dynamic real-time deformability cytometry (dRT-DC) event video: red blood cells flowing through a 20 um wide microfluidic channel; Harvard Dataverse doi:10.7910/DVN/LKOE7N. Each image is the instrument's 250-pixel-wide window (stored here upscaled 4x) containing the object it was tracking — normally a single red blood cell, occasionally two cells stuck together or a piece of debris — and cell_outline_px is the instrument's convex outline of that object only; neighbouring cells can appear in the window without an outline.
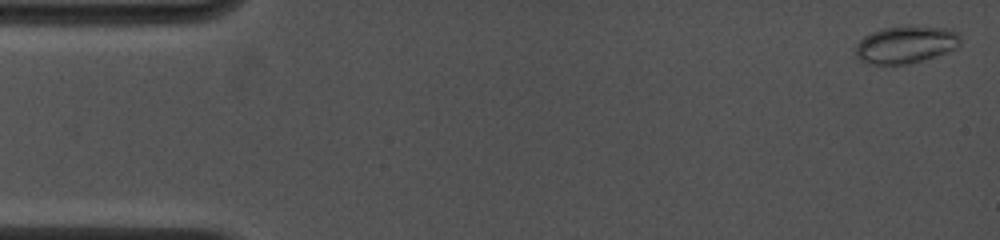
{"species": "common noctule bat (a hibernating species)", "species_latin": "Nyctalus noctula", "temperature_condition": "cold", "stored_images_in_passage": 23, "camera_frame_rate_fps": 4500, "um_per_image_px": 0.085, "animal": {"sex": "female", "body_mass_g": 19.0, "forearm_length_mm": 53.3}, "frame": {"image": 1, "passage_image": 1, "time_ms": 0.0, "image_size_px": [1000, 240], "cell_outline_px": [[960, 44], [956, 48], [936, 56], [908, 64], [868, 64], [860, 60], [856, 56], [856, 44], [864, 36], [872, 32], [884, 28], [904, 24], [908, 24], [948, 28], [960, 32]], "centroid_in_image_um": [77.01, 3.76], "position_along_channel_um": 8.0, "area_um2": 23.29}}
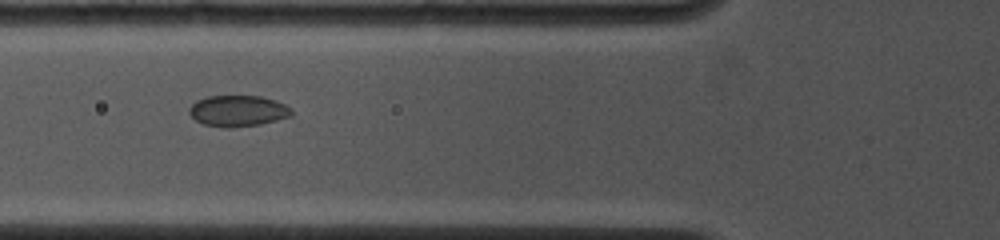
{"frame": {"image": 2, "passage_image": 18, "time_ms": 5.556, "image_size_px": [1000, 240], "cell_outline_px": [[292, 116], [260, 124], [232, 128], [224, 128], [204, 124], [196, 120], [188, 112], [188, 108], [196, 100], [208, 96], [260, 96], [276, 100], [292, 108]], "centroid_in_image_um": [20.22, 9.42], "position_along_channel_um": 105.6, "area_um2": 18.67}}
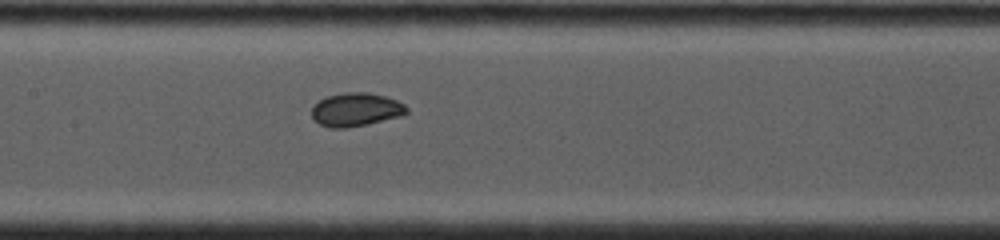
{"frame": {"image": 3, "passage_image": 23, "time_ms": 7.333, "image_size_px": [1000, 240], "cell_outline_px": [[408, 112], [404, 116], [368, 124], [344, 128], [332, 128], [320, 124], [312, 120], [312, 104], [328, 96], [344, 92], [368, 92], [384, 96], [396, 100], [404, 104], [408, 108]], "centroid_in_image_um": [30.26, 9.32], "position_along_channel_um": 177.1, "area_um2": 18.73}}